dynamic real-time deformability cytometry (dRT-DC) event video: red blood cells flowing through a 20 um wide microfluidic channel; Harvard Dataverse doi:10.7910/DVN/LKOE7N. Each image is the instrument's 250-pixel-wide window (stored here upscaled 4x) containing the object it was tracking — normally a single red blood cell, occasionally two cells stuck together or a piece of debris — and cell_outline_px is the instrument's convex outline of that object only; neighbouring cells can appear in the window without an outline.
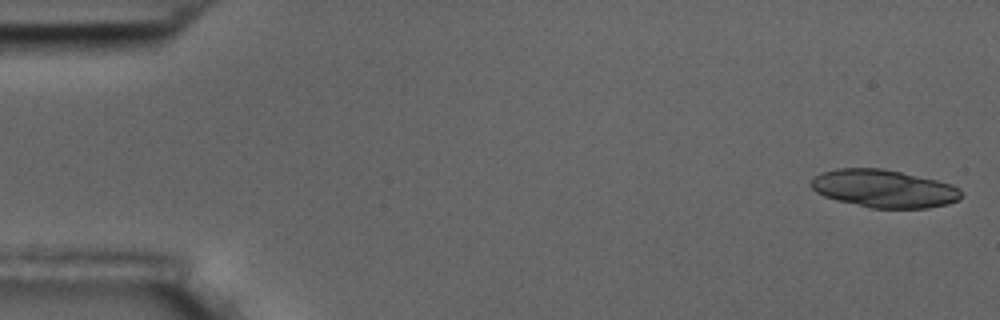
{"species": "common noctule bat (a hibernating species)", "species_latin": "Nyctalus noctula", "temperature_condition": "room temperature", "stored_images_in_passage": 6, "camera_frame_rate_fps": 3000, "um_per_image_px": 0.085, "animal": {"sex": "male", "body_mass_g": 17.5, "forearm_length_mm": 52.3}, "frame": {"image": 1, "passage_image": 1, "time_ms": 0.0, "image_size_px": [1000, 320], "cell_outline_px": [[964, 196], [960, 200], [948, 204], [928, 208], [872, 208], [836, 200], [824, 196], [816, 192], [812, 188], [812, 180], [820, 172], [836, 168], [880, 168], [900, 172], [936, 180], [952, 184], [960, 188], [964, 192]], "centroid_in_image_um": [75.18, 16.04], "position_along_channel_um": 9.8, "area_um2": 33.23}}